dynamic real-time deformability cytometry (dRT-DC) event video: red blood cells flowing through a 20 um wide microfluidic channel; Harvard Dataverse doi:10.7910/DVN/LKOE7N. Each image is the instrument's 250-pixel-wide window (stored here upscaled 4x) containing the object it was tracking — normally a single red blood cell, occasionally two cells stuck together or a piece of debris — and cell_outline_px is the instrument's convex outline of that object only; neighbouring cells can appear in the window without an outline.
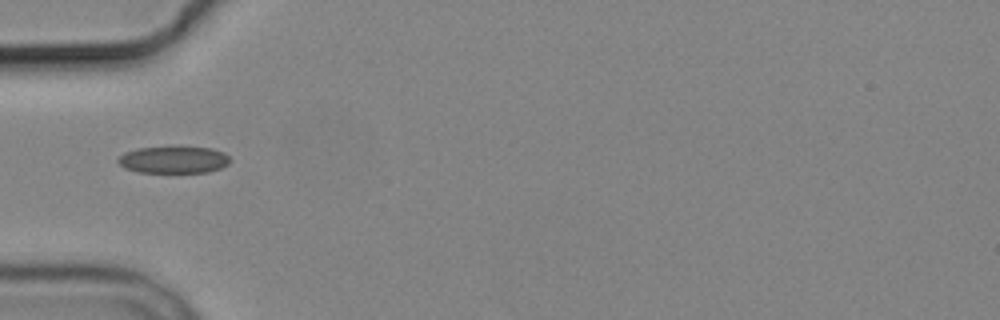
{"species": "common noctule bat (a hibernating species)", "species_latin": "Nyctalus noctula", "temperature_condition": "cold", "stored_images_in_passage": 3, "camera_frame_rate_fps": 3000, "um_per_image_px": 0.085, "animal": {"sex": "male", "body_mass_g": 19.2, "forearm_length_mm": 51.8}, "frame": {"image": 1, "passage_image": 1, "time_ms": 0.0, "image_size_px": [1000, 320], "cell_outline_px": [[228, 164], [220, 168], [208, 172], [136, 172], [124, 168], [116, 160], [124, 152], [136, 148], [172, 144], [180, 144], [212, 148], [224, 152], [228, 156]], "centroid_in_image_um": [14.73, 13.52], "position_along_channel_um": 70.3, "area_um2": 18.5}}
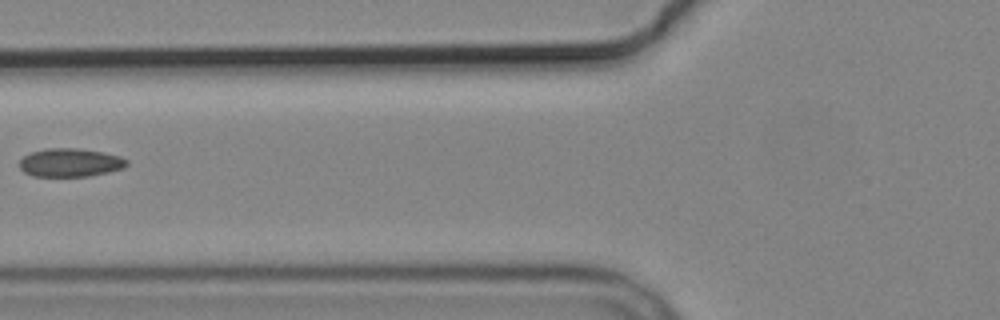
{"frame": {"image": 2, "passage_image": 2, "time_ms": 1.333, "image_size_px": [1000, 320], "cell_outline_px": [[128, 164], [124, 168], [108, 172], [88, 176], [32, 176], [24, 172], [20, 168], [20, 160], [24, 156], [32, 152], [48, 148], [80, 148], [104, 152], [120, 156], [128, 160]], "centroid_in_image_um": [5.99, 13.81], "position_along_channel_um": 119.8, "area_um2": 17.8}}
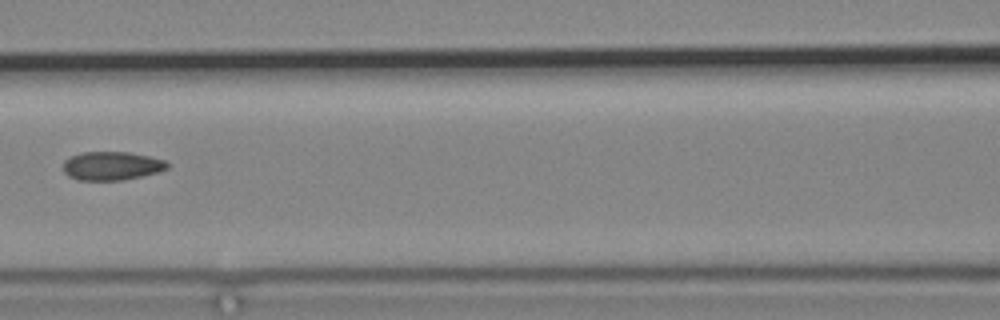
{"frame": {"image": 3, "passage_image": 3, "time_ms": 2.333, "image_size_px": [1000, 320], "cell_outline_px": [[168, 168], [156, 172], [124, 180], [80, 180], [68, 176], [64, 172], [64, 160], [80, 152], [128, 152], [148, 156], [164, 160], [168, 164]], "centroid_in_image_um": [9.47, 14.09], "position_along_channel_um": 157.1, "area_um2": 17.17}}